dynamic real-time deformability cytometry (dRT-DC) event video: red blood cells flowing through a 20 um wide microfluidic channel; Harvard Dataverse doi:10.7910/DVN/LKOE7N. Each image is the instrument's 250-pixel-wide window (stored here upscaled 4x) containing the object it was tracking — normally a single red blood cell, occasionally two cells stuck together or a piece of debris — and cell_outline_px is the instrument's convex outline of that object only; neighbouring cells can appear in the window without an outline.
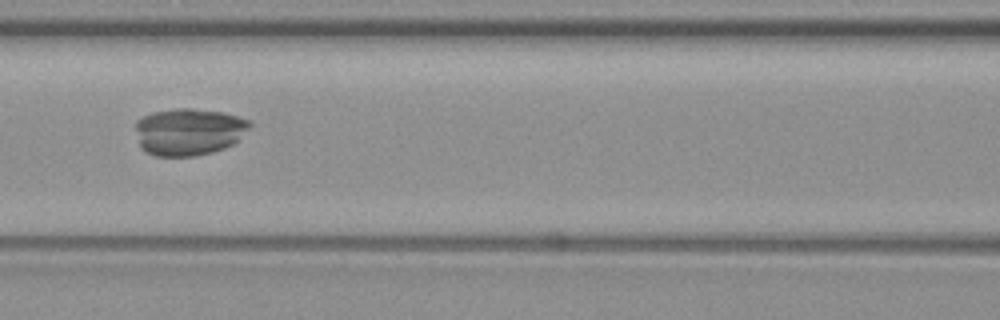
{"species": "common noctule bat (a hibernating species)", "species_latin": "Nyctalus noctula", "temperature_condition": "warm", "stored_images_in_passage": 41, "camera_frame_rate_fps": 3000, "um_per_image_px": 0.085, "animal": {"sex": "female", "body_mass_g": 19.3, "forearm_length_mm": 54.1}, "frame": {"image": 1, "passage_image": 14, "time_ms": 4.333, "image_size_px": [1000, 320], "cell_outline_px": [[252, 124], [232, 144], [224, 148], [212, 152], [196, 156], [156, 156], [144, 152], [140, 148], [136, 128], [136, 120], [152, 112], [176, 108], [192, 108], [224, 112], [252, 120]], "centroid_in_image_um": [16.03, 11.19], "position_along_channel_um": 150.6, "area_um2": 31.5}}
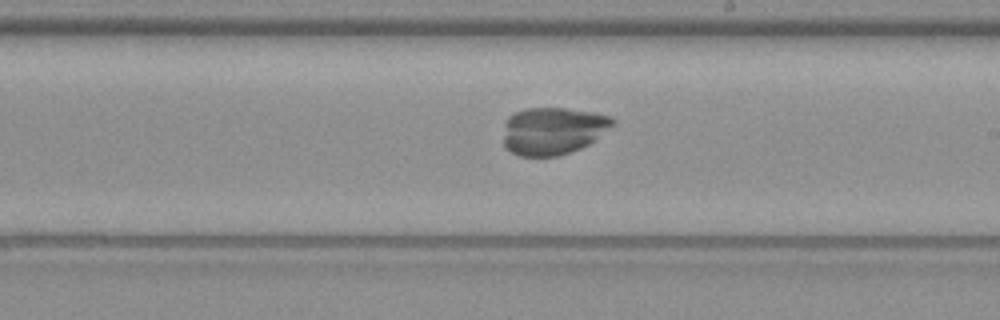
{"frame": {"image": 2, "passage_image": 21, "time_ms": 6.667, "image_size_px": [1000, 320], "cell_outline_px": [[616, 124], [588, 144], [580, 148], [556, 156], [520, 156], [504, 148], [504, 124], [508, 116], [516, 112], [528, 108], [564, 108], [596, 112], [612, 116], [616, 120]], "centroid_in_image_um": [47.01, 11.1], "position_along_channel_um": 242.0, "area_um2": 30.35}}
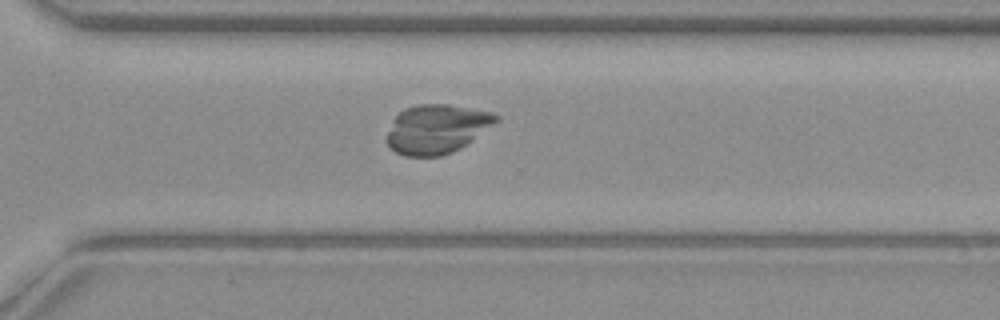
{"frame": {"image": 3, "passage_image": 28, "time_ms": 9.0, "image_size_px": [1000, 320], "cell_outline_px": [[500, 120], [472, 140], [460, 148], [452, 152], [440, 156], [404, 156], [396, 152], [388, 144], [388, 132], [392, 120], [404, 108], [420, 104], [448, 104], [492, 112], [500, 116]], "centroid_in_image_um": [37.14, 10.95], "position_along_channel_um": 333.5, "area_um2": 31.1}}